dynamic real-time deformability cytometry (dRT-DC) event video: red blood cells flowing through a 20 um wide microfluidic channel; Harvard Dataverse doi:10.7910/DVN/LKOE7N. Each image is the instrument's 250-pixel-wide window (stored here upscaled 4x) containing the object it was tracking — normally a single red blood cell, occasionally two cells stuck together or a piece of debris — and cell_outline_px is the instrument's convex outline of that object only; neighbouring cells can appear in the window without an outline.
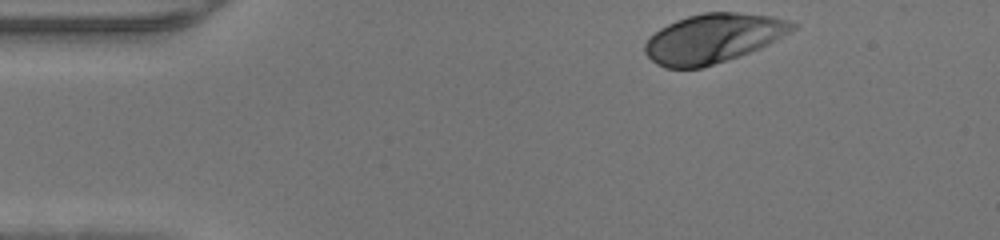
{"species": "human", "species_latin": "Homo sapiens", "temperature_condition": "warm", "stored_images_in_passage": 42, "camera_frame_rate_fps": 3000, "um_per_image_px": 0.085, "donor": {"sex": "male"}, "frame": {"image": 1, "passage_image": 1, "time_ms": 0.0, "image_size_px": [1000, 240], "cell_outline_px": [[800, 24], [796, 28], [776, 40], [760, 48], [740, 56], [700, 68], [664, 68], [656, 64], [644, 52], [644, 44], [660, 28], [676, 20], [688, 16], [704, 12], [736, 12], [772, 16], [788, 20]], "centroid_in_image_um": [60.63, 3.25], "position_along_channel_um": 24.4, "area_um2": 42.19}}
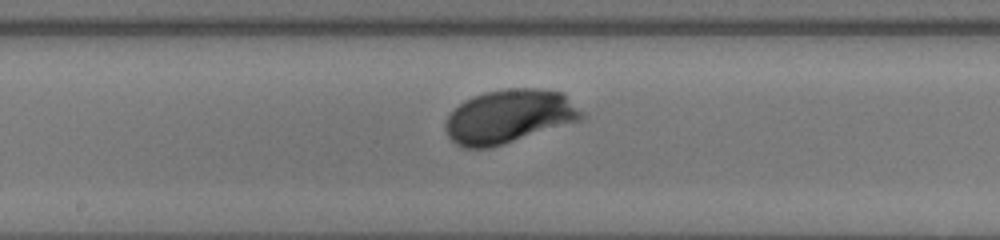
{"frame": {"image": 2, "passage_image": 19, "time_ms": 6.0, "image_size_px": [1000, 240], "cell_outline_px": [[584, 120], [492, 148], [464, 148], [456, 144], [448, 136], [444, 128], [444, 124], [448, 116], [464, 100], [472, 96], [484, 92], [508, 88], [540, 88], [564, 92], [584, 112]], "centroid_in_image_um": [43.32, 9.9], "position_along_channel_um": 204.9, "area_um2": 43.29}}
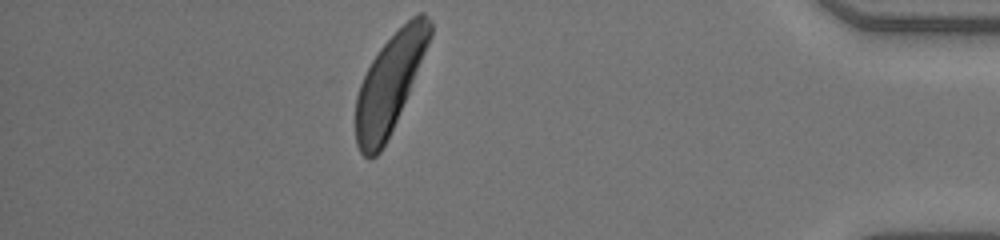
{"frame": {"image": 3, "passage_image": 36, "time_ms": 11.667, "image_size_px": [1000, 240], "cell_outline_px": [[432, 36], [396, 120], [380, 152], [376, 156], [368, 160], [360, 152], [356, 144], [356, 96], [360, 84], [372, 60], [380, 48], [412, 16], [420, 12], [424, 12], [432, 20]], "centroid_in_image_um": [33.12, 7.08], "position_along_channel_um": 402.1, "area_um2": 41.44}}